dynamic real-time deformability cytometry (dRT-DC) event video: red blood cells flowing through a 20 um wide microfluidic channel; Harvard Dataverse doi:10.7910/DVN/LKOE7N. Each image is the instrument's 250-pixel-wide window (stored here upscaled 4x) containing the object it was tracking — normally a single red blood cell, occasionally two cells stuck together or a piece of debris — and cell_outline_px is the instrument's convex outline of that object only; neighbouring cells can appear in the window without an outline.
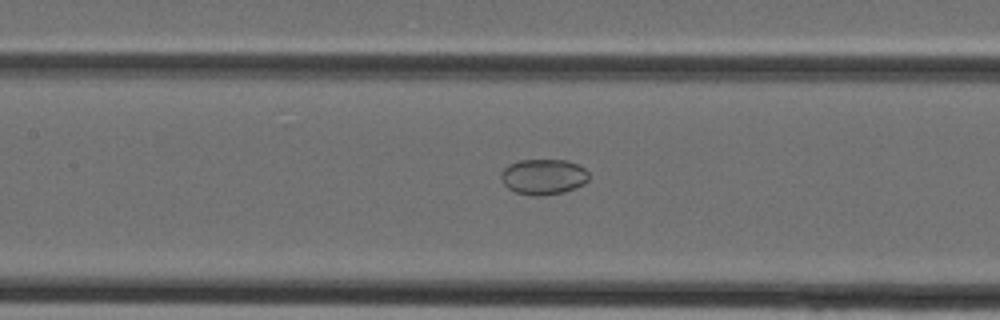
{"species": "Egyptian fruit bat (a non-hibernating species)", "species_latin": "Rousettus aegyptiacus", "temperature_condition": "cold", "stored_images_in_passage": 29, "camera_frame_rate_fps": 3000, "um_per_image_px": 0.085, "animal": {"sex": "female"}, "frame": {"image": 1, "passage_image": 8, "time_ms": 2.333, "image_size_px": [1000, 320], "cell_outline_px": [[588, 180], [584, 184], [576, 188], [564, 192], [540, 196], [536, 196], [516, 192], [508, 188], [504, 184], [500, 176], [500, 172], [508, 164], [520, 160], [568, 160], [584, 168], [588, 172]], "centroid_in_image_um": [46.18, 15.02], "position_along_channel_um": 161.2, "area_um2": 18.26}}
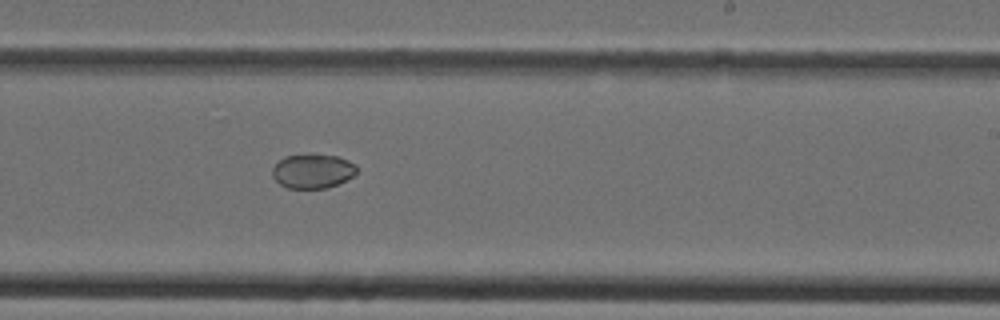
{"frame": {"image": 2, "passage_image": 14, "time_ms": 4.333, "image_size_px": [1000, 320], "cell_outline_px": [[356, 172], [352, 176], [336, 184], [324, 188], [288, 188], [280, 184], [272, 176], [272, 168], [284, 156], [308, 152], [336, 156], [348, 160], [356, 164]], "centroid_in_image_um": [26.54, 14.5], "position_along_channel_um": 262.5, "area_um2": 17.05}}
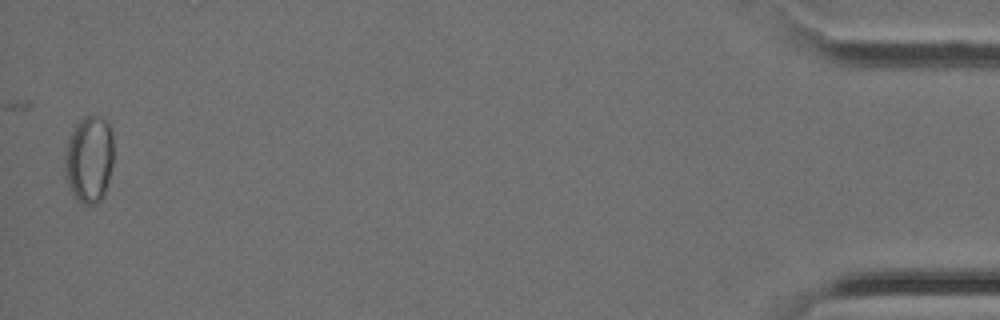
{"frame": {"image": 3, "passage_image": 29, "time_ms": 9.333, "image_size_px": [1000, 320], "cell_outline_px": [[112, 164], [104, 196], [96, 204], [84, 204], [72, 192], [68, 184], [64, 156], [64, 152], [72, 132], [76, 124], [84, 116], [96, 116], [104, 120], [112, 128]], "centroid_in_image_um": [7.59, 13.52], "position_along_channel_um": 427.6, "area_um2": 24.28}}